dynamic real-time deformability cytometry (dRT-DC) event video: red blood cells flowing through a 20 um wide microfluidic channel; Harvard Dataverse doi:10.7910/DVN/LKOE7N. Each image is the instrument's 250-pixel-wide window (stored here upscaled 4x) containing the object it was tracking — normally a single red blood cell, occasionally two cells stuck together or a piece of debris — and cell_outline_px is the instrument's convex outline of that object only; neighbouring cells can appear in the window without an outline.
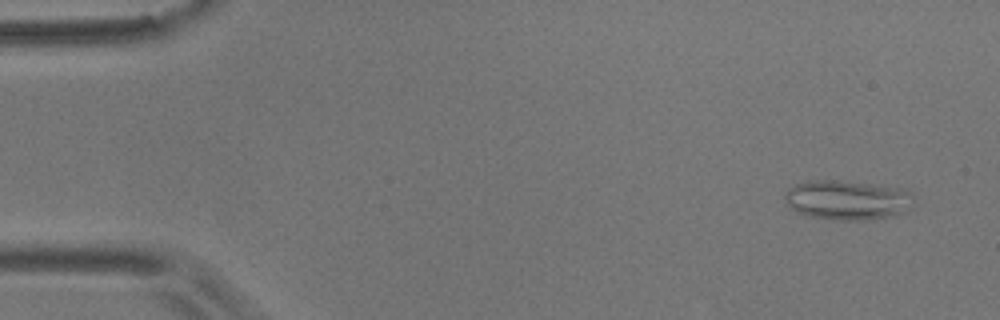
{"species": "common noctule bat (a hibernating species)", "species_latin": "Nyctalus noctula", "temperature_condition": "room temperature", "stored_images_in_passage": 4, "camera_frame_rate_fps": 3000, "um_per_image_px": 0.085, "animal": {"sex": "male", "body_mass_g": 17.9}, "frame": {"image": 1, "passage_image": 1, "time_ms": 0.0, "image_size_px": [1000, 320], "cell_outline_px": [[912, 196], [900, 212], [896, 216], [868, 220], [836, 220], [808, 216], [792, 208], [788, 204], [784, 196], [784, 192], [788, 188], [796, 184], [808, 180], [832, 180], [908, 188], [912, 192]], "centroid_in_image_um": [71.97, 16.99], "position_along_channel_um": 13.0, "area_um2": 29.42}}